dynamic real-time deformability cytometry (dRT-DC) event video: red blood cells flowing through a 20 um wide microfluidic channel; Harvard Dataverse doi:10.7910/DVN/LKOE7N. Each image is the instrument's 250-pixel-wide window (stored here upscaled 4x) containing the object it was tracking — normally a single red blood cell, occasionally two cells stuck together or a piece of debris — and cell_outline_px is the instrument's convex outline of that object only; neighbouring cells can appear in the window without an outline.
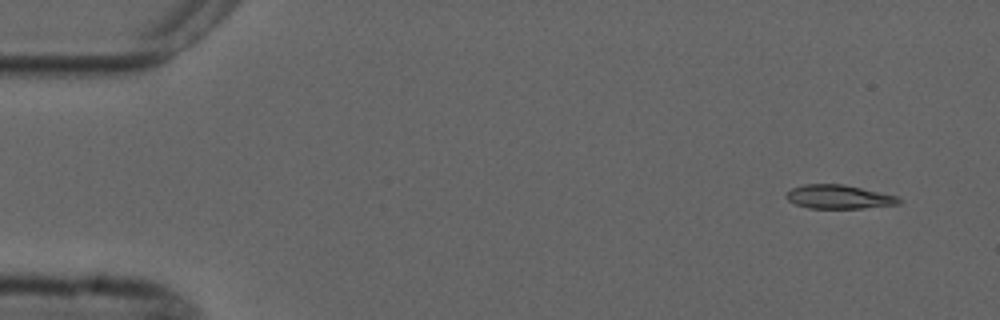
{"species": "common noctule bat (a hibernating species)", "species_latin": "Nyctalus noctula", "temperature_condition": "cold", "stored_images_in_passage": 4, "camera_frame_rate_fps": 3000, "um_per_image_px": 0.085, "animal": {"sex": "male", "forearm_length_mm": 52.5}, "frame": {"image": 1, "passage_image": 1, "time_ms": 0.0, "image_size_px": [1000, 320], "cell_outline_px": [[904, 200], [900, 204], [864, 208], [808, 208], [796, 204], [788, 200], [784, 196], [784, 192], [792, 188], [804, 184], [844, 184], [896, 196]], "centroid_in_image_um": [71.27, 16.73], "position_along_channel_um": 13.7, "area_um2": 15.72}}
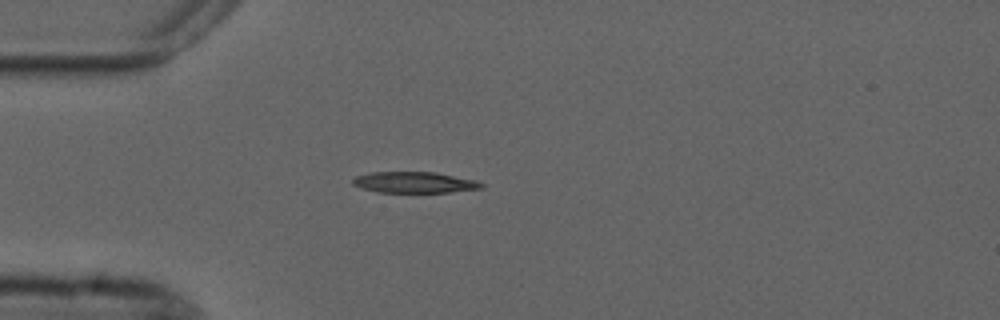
{"frame": {"image": 2, "passage_image": 4, "time_ms": 3.667, "image_size_px": [1000, 320], "cell_outline_px": [[484, 188], [452, 192], [376, 192], [352, 184], [352, 180], [356, 176], [372, 172], [436, 172], [476, 180], [484, 184]], "centroid_in_image_um": [35.27, 15.5], "position_along_channel_um": 49.7, "area_um2": 15.78}}